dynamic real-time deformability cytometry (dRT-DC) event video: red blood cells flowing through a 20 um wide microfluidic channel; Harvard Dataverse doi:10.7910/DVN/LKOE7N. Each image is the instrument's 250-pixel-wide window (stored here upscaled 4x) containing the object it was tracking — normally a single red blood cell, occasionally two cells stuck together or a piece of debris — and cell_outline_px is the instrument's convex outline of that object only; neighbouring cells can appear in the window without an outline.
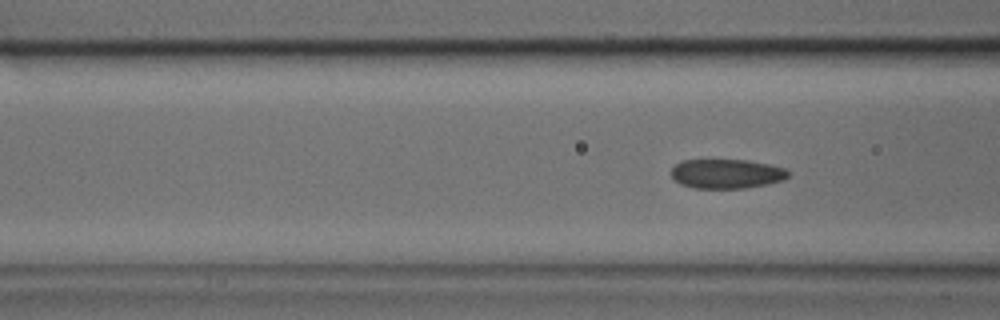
{"species": "common noctule bat (a hibernating species)", "species_latin": "Nyctalus noctula", "temperature_condition": "cold", "stored_images_in_passage": 4, "camera_frame_rate_fps": 3000, "um_per_image_px": 0.085, "animal": {"sex": "male", "body_mass_g": 17.9, "forearm_length_mm": 54.2}, "frame": {"image": 1, "passage_image": 4, "time_ms": 1.0, "image_size_px": [1000, 320], "cell_outline_px": [[788, 176], [784, 180], [768, 184], [744, 188], [696, 188], [680, 184], [672, 176], [672, 168], [680, 160], [748, 160], [772, 164], [784, 168], [788, 172]], "centroid_in_image_um": [61.78, 14.76], "position_along_channel_um": 104.8, "area_um2": 20.06}}